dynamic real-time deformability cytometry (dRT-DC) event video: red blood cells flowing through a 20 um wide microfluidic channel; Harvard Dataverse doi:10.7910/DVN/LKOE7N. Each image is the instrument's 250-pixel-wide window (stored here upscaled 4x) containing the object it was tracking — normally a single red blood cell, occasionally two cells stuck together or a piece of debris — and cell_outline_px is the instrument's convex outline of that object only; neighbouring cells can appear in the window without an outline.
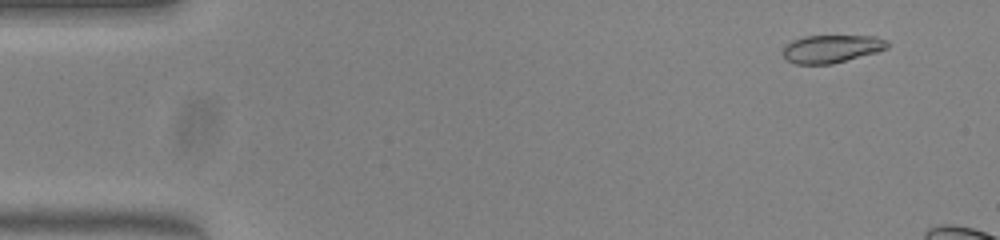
{"species": "common noctule bat (a hibernating species)", "species_latin": "Nyctalus noctula", "temperature_condition": "warm", "stored_images_in_passage": 12, "camera_frame_rate_fps": 3000, "um_per_image_px": 0.085, "animal": {"sex": "female", "body_mass_g": 23.0, "forearm_length_mm": 53.4}, "frame": {"image": 1, "passage_image": 4, "time_ms": 1.0, "image_size_px": [1000, 240], "cell_outline_px": [[888, 48], [876, 52], [832, 64], [796, 64], [788, 60], [784, 56], [784, 48], [792, 40], [804, 36], [876, 36], [888, 40]], "centroid_in_image_um": [70.71, 4.14], "position_along_channel_um": 14.3, "area_um2": 16.82}}